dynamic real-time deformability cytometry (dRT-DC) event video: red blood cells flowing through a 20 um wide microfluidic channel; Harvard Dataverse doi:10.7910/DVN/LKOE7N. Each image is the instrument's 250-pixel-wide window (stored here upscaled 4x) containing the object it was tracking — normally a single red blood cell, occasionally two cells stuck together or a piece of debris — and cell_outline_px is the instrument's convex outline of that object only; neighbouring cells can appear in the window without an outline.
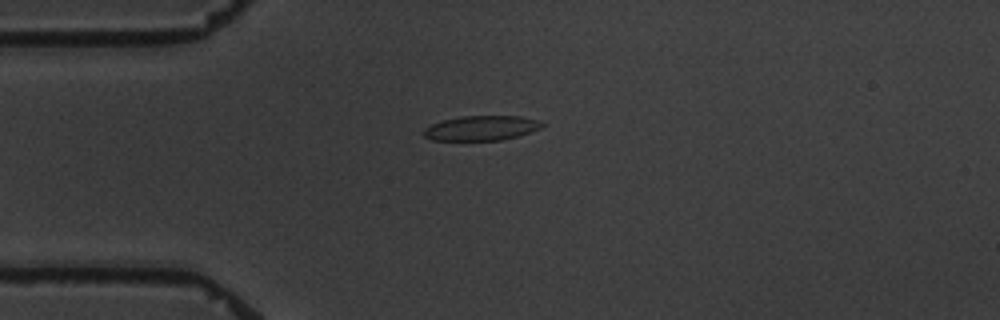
{"species": "common noctule bat (a hibernating species)", "species_latin": "Nyctalus noctula", "temperature_condition": "warm", "stored_images_in_passage": 5, "camera_frame_rate_fps": 3000, "um_per_image_px": 0.085, "animal": {"sex": "male", "body_mass_g": 19.5, "forearm_length_mm": 54.6}, "frame": {"image": 1, "passage_image": 5, "time_ms": 4.667, "image_size_px": [1000, 320], "cell_outline_px": [[544, 124], [540, 128], [516, 136], [500, 140], [432, 140], [424, 136], [424, 128], [432, 124], [444, 120], [460, 116], [520, 116], [540, 120]], "centroid_in_image_um": [40.91, 10.88], "position_along_channel_um": 44.1, "area_um2": 16.88}}